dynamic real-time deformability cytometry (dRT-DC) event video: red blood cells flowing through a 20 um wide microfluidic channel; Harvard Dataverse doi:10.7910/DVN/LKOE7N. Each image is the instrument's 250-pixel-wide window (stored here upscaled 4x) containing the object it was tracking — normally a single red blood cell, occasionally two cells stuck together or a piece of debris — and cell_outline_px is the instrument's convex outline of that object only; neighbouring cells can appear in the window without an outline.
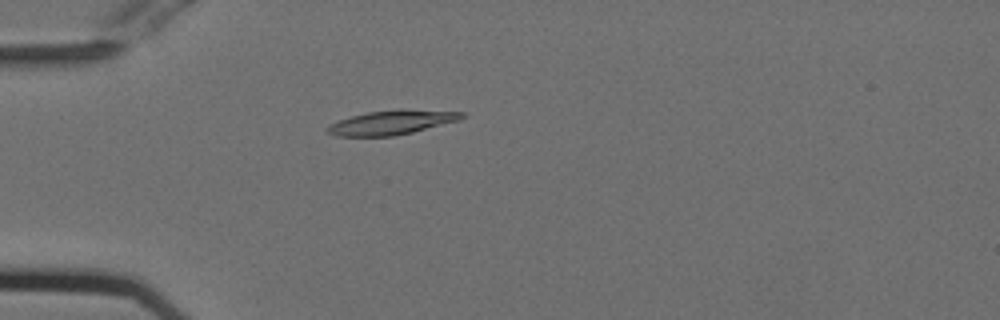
{"species": "Egyptian fruit bat (a non-hibernating species)", "species_latin": "Rousettus aegyptiacus", "temperature_condition": "cold", "stored_images_in_passage": 55, "camera_frame_rate_fps": 3000, "um_per_image_px": 0.085, "animal": {"sex": "female"}, "frame": {"image": 1, "passage_image": 16, "time_ms": 5.0, "image_size_px": [1000, 320], "cell_outline_px": [[468, 116], [460, 120], [412, 132], [392, 136], [336, 136], [328, 132], [324, 128], [328, 124], [352, 116], [368, 112], [464, 112]], "centroid_in_image_um": [33.2, 10.47], "position_along_channel_um": 51.8, "area_um2": 17.8}}
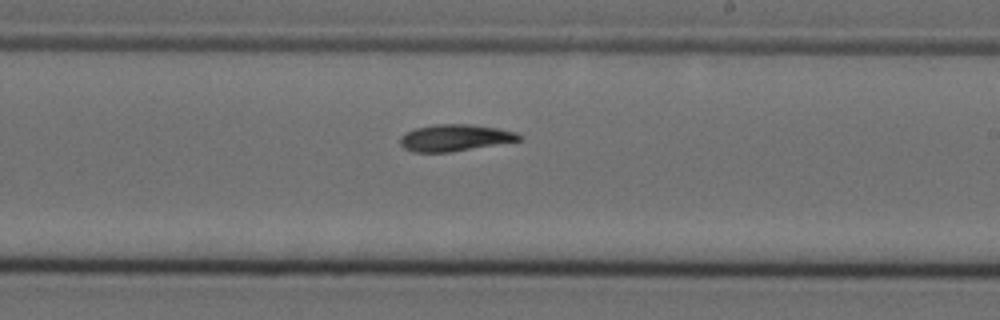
{"frame": {"image": 2, "passage_image": 33, "time_ms": 10.667, "image_size_px": [1000, 320], "cell_outline_px": [[524, 140], [448, 152], [412, 152], [404, 148], [400, 144], [400, 136], [416, 128], [436, 124], [468, 124], [496, 128], [516, 132]], "centroid_in_image_um": [38.66, 11.71], "position_along_channel_um": 250.3, "area_um2": 18.32}}
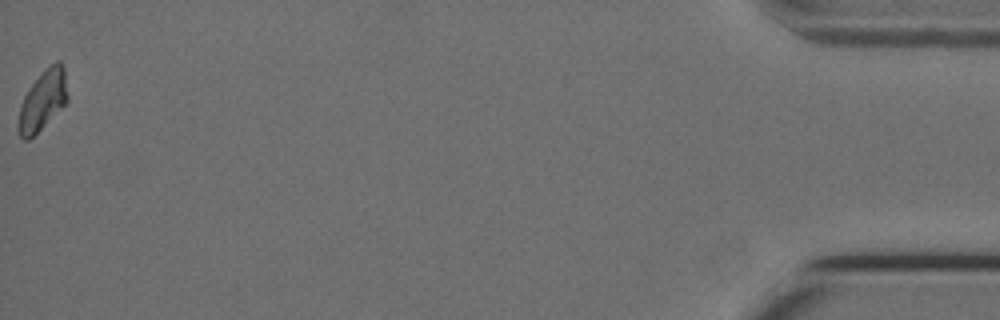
{"frame": {"image": 3, "passage_image": 55, "time_ms": 18.0, "image_size_px": [1000, 320], "cell_outline_px": [[68, 100], [28, 140], [24, 140], [20, 136], [16, 128], [16, 124], [20, 104], [28, 88], [56, 60], [60, 60], [64, 68], [68, 96]], "centroid_in_image_um": [3.59, 8.55], "position_along_channel_um": 431.6, "area_um2": 16.76}, "authors_computed_cell_mechanics": {"area_um2": 18.207, "velocity_mm_per_s": 3.7407, "shape_relaxation_time_tau1_ms": 9.1818, "shape_relaxation_time_tau2_ms": 9.5045, "deformation_change_tau1": 0.1806, "deformation_change_tau2": 0.1224}}